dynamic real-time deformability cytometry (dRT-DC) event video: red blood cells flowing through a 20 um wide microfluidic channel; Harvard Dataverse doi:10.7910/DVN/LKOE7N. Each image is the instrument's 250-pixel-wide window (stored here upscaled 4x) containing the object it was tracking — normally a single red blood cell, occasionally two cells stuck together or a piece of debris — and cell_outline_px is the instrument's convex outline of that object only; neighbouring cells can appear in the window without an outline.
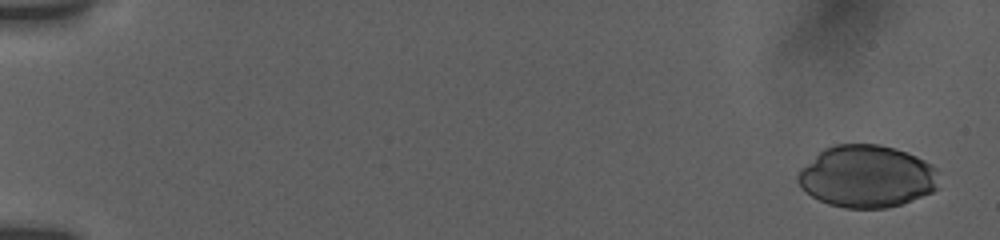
{"species": "human", "species_latin": "Homo sapiens", "temperature_condition": "room temperature", "stored_images_in_passage": 10, "camera_frame_rate_fps": 3000, "um_per_image_px": 0.085, "donor": {"sex": "female"}, "frame": {"image": 1, "passage_image": 1, "time_ms": 0.0, "image_size_px": [1000, 240], "cell_outline_px": [[940, 188], [932, 192], [900, 204], [884, 208], [844, 208], [828, 204], [812, 196], [796, 180], [796, 176], [800, 168], [824, 148], [836, 144], [880, 144], [916, 156], [932, 164], [936, 168]], "centroid_in_image_um": [73.69, 14.99], "position_along_channel_um": 11.3, "area_um2": 51.1}}
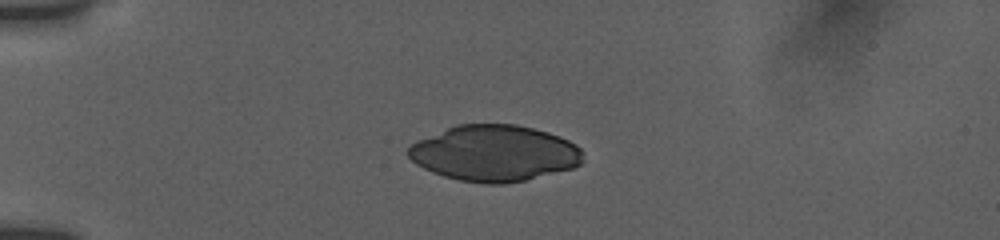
{"frame": {"image": 2, "passage_image": 7, "time_ms": 4.333, "image_size_px": [1000, 240], "cell_outline_px": [[584, 160], [580, 164], [572, 168], [524, 180], [504, 184], [484, 184], [460, 180], [444, 176], [432, 172], [416, 164], [408, 156], [408, 148], [412, 144], [420, 140], [456, 124], [516, 124], [548, 132], [560, 136], [576, 144], [584, 152]], "centroid_in_image_um": [42.06, 13.02], "position_along_channel_um": 42.9, "area_um2": 56.93}}